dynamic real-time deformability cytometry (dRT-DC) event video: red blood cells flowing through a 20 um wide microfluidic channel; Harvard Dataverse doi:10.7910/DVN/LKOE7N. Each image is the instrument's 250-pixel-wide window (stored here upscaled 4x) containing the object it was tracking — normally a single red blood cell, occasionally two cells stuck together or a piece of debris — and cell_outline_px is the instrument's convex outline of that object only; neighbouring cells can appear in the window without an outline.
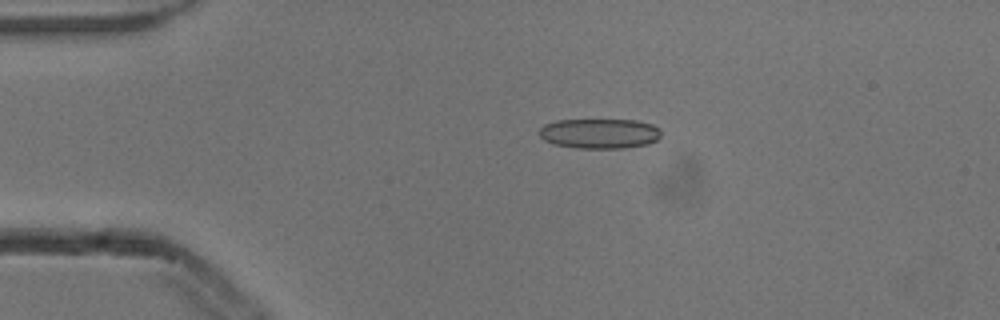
{"species": "common noctule bat (a hibernating species)", "species_latin": "Nyctalus noctula", "temperature_condition": "cold", "stored_images_in_passage": 3, "camera_frame_rate_fps": 3000, "um_per_image_px": 0.085, "animal": {"sex": "male", "body_mass_g": 13.3}, "frame": {"image": 1, "passage_image": 2, "time_ms": 0.333, "image_size_px": [1000, 320], "cell_outline_px": [[660, 136], [656, 140], [648, 144], [624, 148], [576, 148], [556, 144], [544, 140], [540, 136], [540, 128], [544, 124], [556, 120], [636, 120], [652, 124], [660, 128]], "centroid_in_image_um": [50.98, 11.34], "position_along_channel_um": 34.0, "area_um2": 21.27}}